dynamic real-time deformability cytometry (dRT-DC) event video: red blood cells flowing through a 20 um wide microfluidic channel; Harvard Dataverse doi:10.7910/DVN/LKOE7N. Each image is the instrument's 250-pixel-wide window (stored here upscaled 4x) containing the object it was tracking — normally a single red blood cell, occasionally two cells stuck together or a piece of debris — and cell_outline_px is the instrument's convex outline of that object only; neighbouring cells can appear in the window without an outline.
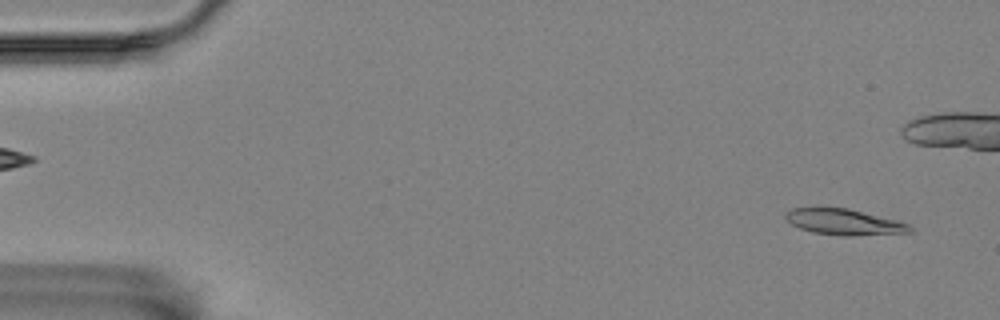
{"species": "Egyptian fruit bat (a non-hibernating species)", "species_latin": "Rousettus aegyptiacus", "temperature_condition": "room temperature", "stored_images_in_passage": 55, "camera_frame_rate_fps": 3000, "um_per_image_px": 0.085, "animal": {"sex": "female"}, "frame": {"image": 1, "passage_image": 1, "time_ms": 0.0, "image_size_px": [1000, 320], "cell_outline_px": [[912, 232], [852, 236], [844, 236], [812, 232], [800, 228], [792, 224], [784, 216], [792, 208], [848, 208], [896, 220], [908, 224], [912, 228]], "centroid_in_image_um": [71.76, 18.88], "position_along_channel_um": 13.2, "area_um2": 18.5}}
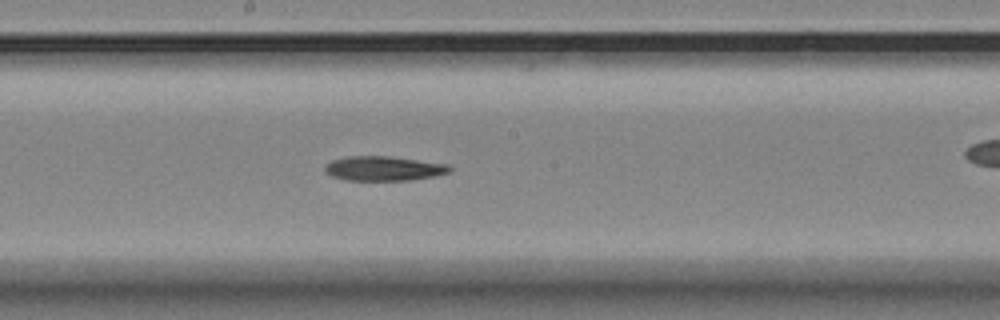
{"frame": {"image": 2, "passage_image": 28, "time_ms": 9.0, "image_size_px": [1000, 320], "cell_outline_px": [[452, 168], [448, 172], [436, 176], [412, 180], [344, 180], [332, 176], [324, 172], [324, 168], [332, 160], [348, 156], [388, 156], [448, 164]], "centroid_in_image_um": [32.61, 14.32], "position_along_channel_um": 215.6, "area_um2": 17.8}}
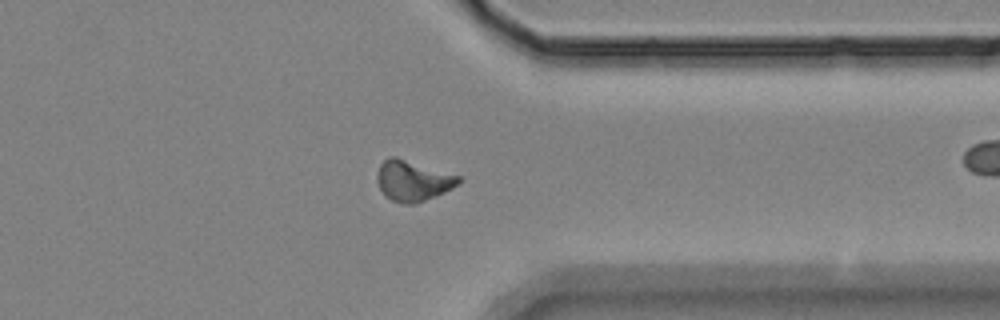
{"frame": {"image": 3, "passage_image": 42, "time_ms": 13.667, "image_size_px": [1000, 320], "cell_outline_px": [[460, 180], [452, 188], [436, 196], [416, 204], [404, 204], [392, 200], [380, 188], [376, 176], [380, 164], [388, 156], [396, 156], [460, 176]], "centroid_in_image_um": [35.08, 15.35], "position_along_channel_um": 376.3, "area_um2": 19.07}, "authors_computed_cell_mechanics": {"area_um2": 18.2648, "velocity_mm_per_s": 3.5137, "shape_relaxation_time_tau1_ms": 7.5181, "shape_relaxation_time_tau2_ms": null, "deformation_change_tau1": 0.1822, "deformation_change_tau2": null}}